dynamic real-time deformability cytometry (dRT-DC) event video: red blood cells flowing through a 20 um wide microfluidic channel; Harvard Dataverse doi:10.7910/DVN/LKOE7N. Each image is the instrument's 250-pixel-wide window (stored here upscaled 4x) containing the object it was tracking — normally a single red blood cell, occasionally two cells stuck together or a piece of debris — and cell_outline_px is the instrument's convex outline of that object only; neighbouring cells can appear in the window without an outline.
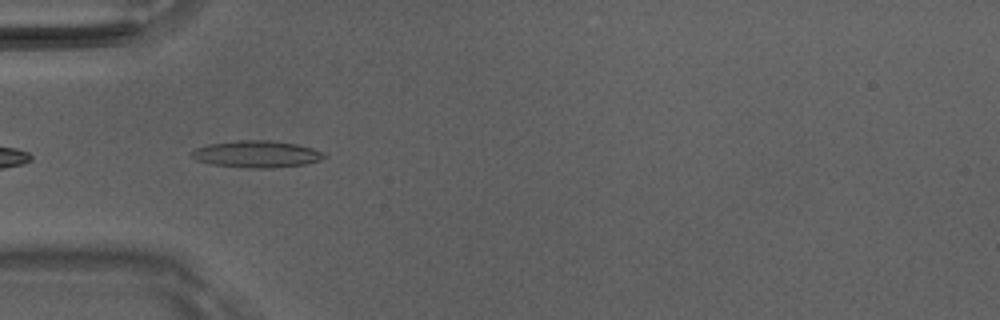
{"species": "Egyptian fruit bat (a non-hibernating species)", "species_latin": "Rousettus aegyptiacus", "temperature_condition": "room temperature", "stored_images_in_passage": 5, "camera_frame_rate_fps": 3000, "um_per_image_px": 0.085, "animal": {"sex": "male"}, "frame": {"image": 1, "passage_image": 2, "time_ms": 0.333, "image_size_px": [1000, 320], "cell_outline_px": [[328, 156], [320, 160], [304, 164], [272, 168], [248, 168], [212, 164], [196, 160], [188, 152], [196, 148], [208, 144], [236, 140], [268, 140], [296, 144], [312, 148], [324, 152]], "centroid_in_image_um": [21.8, 13.09], "position_along_channel_um": 63.2, "area_um2": 20.81}}